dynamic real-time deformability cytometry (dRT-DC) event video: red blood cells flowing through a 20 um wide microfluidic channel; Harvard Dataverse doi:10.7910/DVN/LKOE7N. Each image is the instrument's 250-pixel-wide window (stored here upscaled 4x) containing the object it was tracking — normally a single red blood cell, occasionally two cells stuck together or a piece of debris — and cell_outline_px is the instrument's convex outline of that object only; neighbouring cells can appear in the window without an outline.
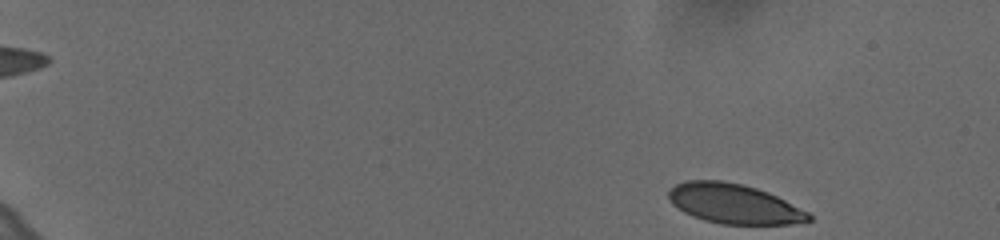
{"species": "human", "species_latin": "Homo sapiens", "temperature_condition": "cold", "stored_images_in_passage": 53, "camera_frame_rate_fps": 3000, "um_per_image_px": 0.085, "donor": {"sex": "female"}, "frame": {"image": 1, "passage_image": 1, "time_ms": 0.0, "image_size_px": [1000, 240], "cell_outline_px": [[812, 220], [792, 224], [720, 224], [704, 220], [692, 216], [684, 212], [672, 204], [668, 196], [668, 192], [676, 184], [688, 180], [720, 180], [740, 184], [756, 188], [768, 192], [808, 212], [812, 216]], "centroid_in_image_um": [62.38, 17.33], "position_along_channel_um": 22.6, "area_um2": 32.25}}
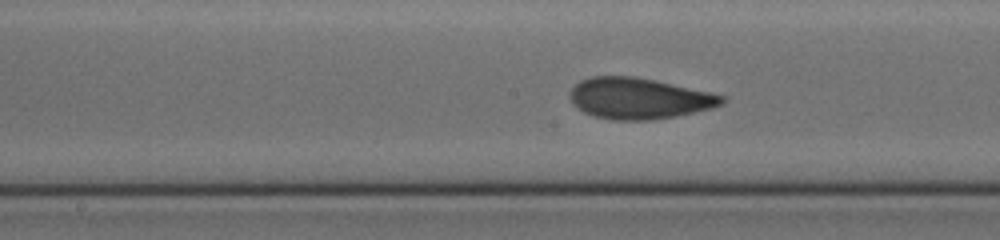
{"frame": {"image": 2, "passage_image": 28, "time_ms": 9.0, "image_size_px": [1000, 240], "cell_outline_px": [[724, 104], [712, 108], [676, 116], [652, 120], [612, 120], [592, 116], [584, 112], [572, 104], [568, 96], [568, 92], [580, 80], [592, 76], [632, 76], [712, 92], [724, 96]], "centroid_in_image_um": [54.27, 8.37], "position_along_channel_um": 193.9, "area_um2": 36.47}}
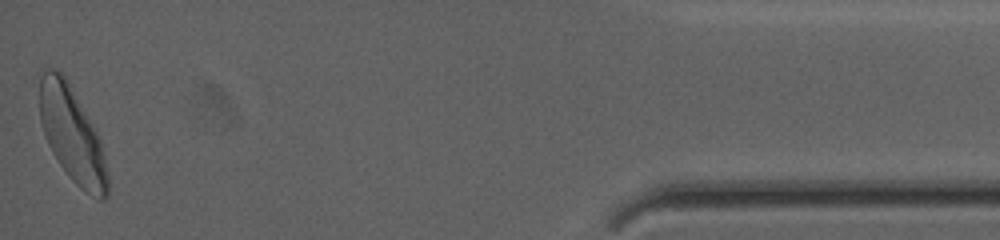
{"frame": {"image": 3, "passage_image": 53, "time_ms": 17.333, "image_size_px": [1000, 240], "cell_outline_px": [[108, 196], [104, 200], [100, 200], [84, 192], [68, 176], [52, 152], [48, 144], [40, 120], [36, 72], [44, 68], [52, 68], [60, 72], [68, 80], [92, 124], [100, 140], [108, 172]], "centroid_in_image_um": [6.07, 11.37], "position_along_channel_um": 429.1, "area_um2": 38.32}, "authors_computed_cell_mechanics": {"area_um2": 35.258, "velocity_mm_per_s": 3.5991, "shape_relaxation_time_tau1_ms": 3.4913, "shape_relaxation_time_tau2_ms": 1.018, "deformation_change_tau1": 0.1317, "deformation_change_tau2": 0.0605}}